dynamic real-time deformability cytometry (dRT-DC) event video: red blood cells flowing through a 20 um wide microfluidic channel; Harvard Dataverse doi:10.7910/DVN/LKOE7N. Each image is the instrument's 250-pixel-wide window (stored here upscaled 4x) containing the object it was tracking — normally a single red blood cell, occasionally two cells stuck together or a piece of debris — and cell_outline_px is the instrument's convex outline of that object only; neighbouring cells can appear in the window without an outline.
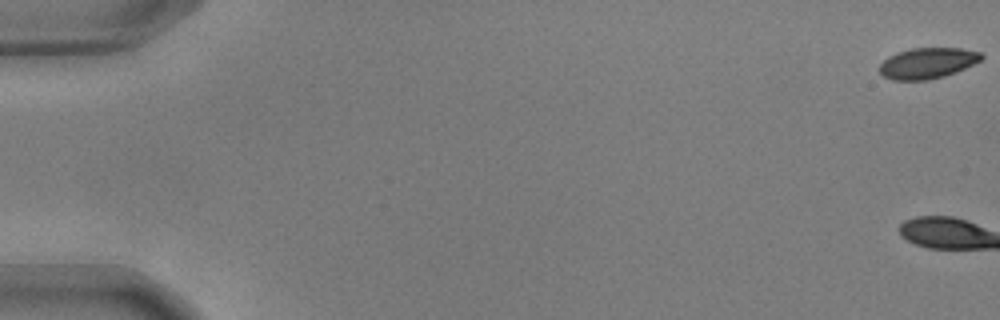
{"species": "common noctule bat (a hibernating species)", "species_latin": "Nyctalus noctula", "temperature_condition": "warm", "stored_images_in_passage": 3, "camera_frame_rate_fps": 3000, "um_per_image_px": 0.085, "animal": {"sex": "male", "body_mass_g": 17.9, "forearm_length_mm": 54.2}, "frame": {"image": 1, "passage_image": 1, "time_ms": 0.0, "image_size_px": [1000, 320], "cell_outline_px": [[984, 56], [980, 60], [956, 72], [944, 76], [928, 80], [892, 80], [884, 76], [880, 72], [880, 64], [888, 56], [912, 48], [960, 48], [980, 52]], "centroid_in_image_um": [78.83, 5.37], "position_along_channel_um": 6.2, "area_um2": 18.09}}